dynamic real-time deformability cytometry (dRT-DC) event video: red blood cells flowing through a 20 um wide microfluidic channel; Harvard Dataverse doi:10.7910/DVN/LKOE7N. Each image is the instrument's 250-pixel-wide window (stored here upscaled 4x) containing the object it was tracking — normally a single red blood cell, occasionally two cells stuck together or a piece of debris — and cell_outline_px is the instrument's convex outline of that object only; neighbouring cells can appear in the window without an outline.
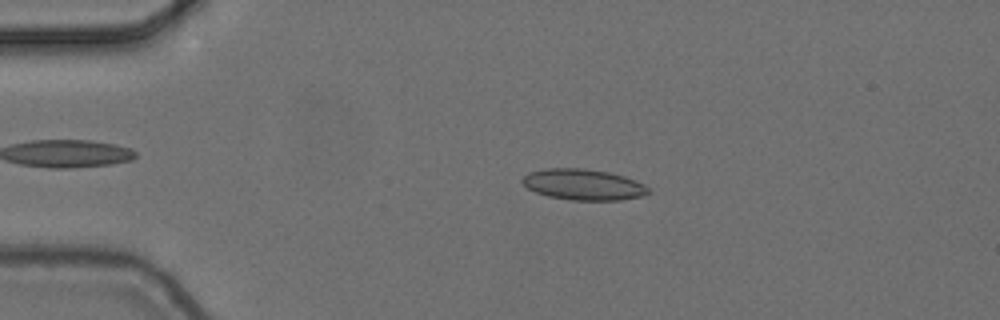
{"species": "common noctule bat (a hibernating species)", "species_latin": "Nyctalus noctula", "temperature_condition": "cold", "stored_images_in_passage": 6, "camera_frame_rate_fps": 3000, "um_per_image_px": 0.085, "animal": {"sex": "female", "body_mass_g": 24.6, "forearm_length_mm": 56.2}, "frame": {"image": 1, "passage_image": 4, "time_ms": 1.0, "image_size_px": [1000, 320], "cell_outline_px": [[652, 192], [644, 196], [620, 200], [572, 200], [548, 196], [536, 192], [528, 188], [520, 180], [528, 172], [548, 168], [584, 168], [608, 172], [624, 176], [644, 184]], "centroid_in_image_um": [49.6, 15.69], "position_along_channel_um": 35.4, "area_um2": 22.77}}
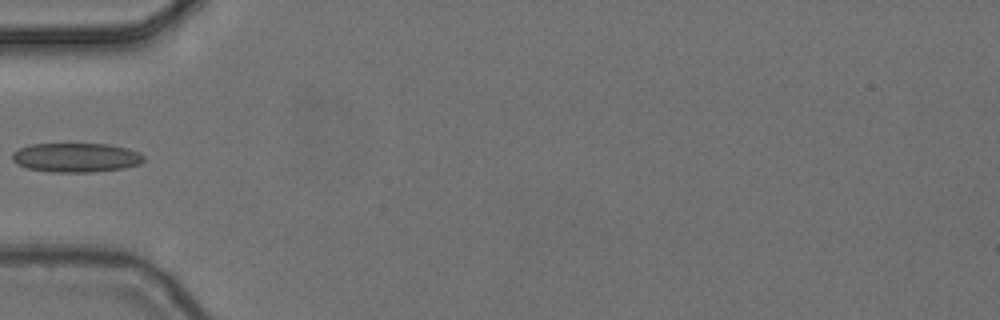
{"frame": {"image": 2, "passage_image": 6, "time_ms": 1.667, "image_size_px": [1000, 320], "cell_outline_px": [[144, 160], [140, 164], [124, 168], [92, 172], [48, 172], [28, 168], [16, 164], [12, 160], [12, 152], [28, 144], [108, 144], [128, 148], [140, 152], [144, 156]], "centroid_in_image_um": [6.46, 13.39], "position_along_channel_um": 78.5, "area_um2": 22.6}}